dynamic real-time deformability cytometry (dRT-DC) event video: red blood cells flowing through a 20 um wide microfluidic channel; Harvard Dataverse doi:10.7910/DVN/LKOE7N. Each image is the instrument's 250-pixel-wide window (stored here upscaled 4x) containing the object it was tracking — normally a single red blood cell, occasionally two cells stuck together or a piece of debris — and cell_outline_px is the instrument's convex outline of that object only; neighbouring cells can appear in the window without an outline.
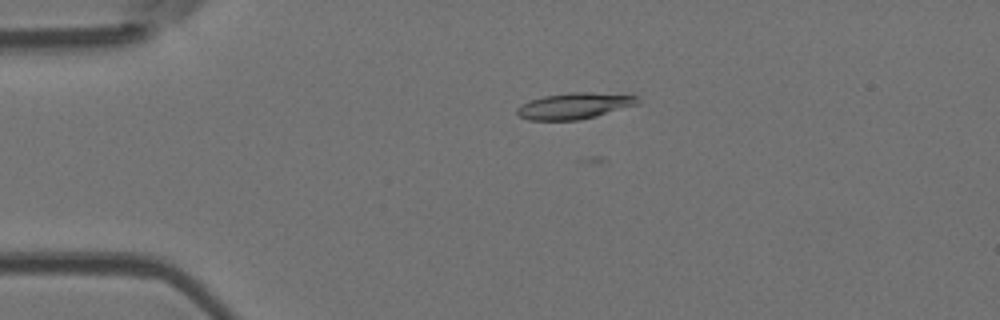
{"species": "Egyptian fruit bat (a non-hibernating species)", "species_latin": "Rousettus aegyptiacus", "temperature_condition": "room temperature", "stored_images_in_passage": 49, "camera_frame_rate_fps": 3000, "um_per_image_px": 0.085, "animal": {"sex": "female"}, "frame": {"image": 1, "passage_image": 12, "time_ms": 3.667, "image_size_px": [1000, 320], "cell_outline_px": [[640, 104], [596, 116], [580, 120], [528, 120], [520, 116], [516, 112], [516, 108], [520, 104], [544, 96], [568, 92], [588, 92], [640, 96]], "centroid_in_image_um": [48.85, 9.0], "position_along_channel_um": 36.1, "area_um2": 18.5}}
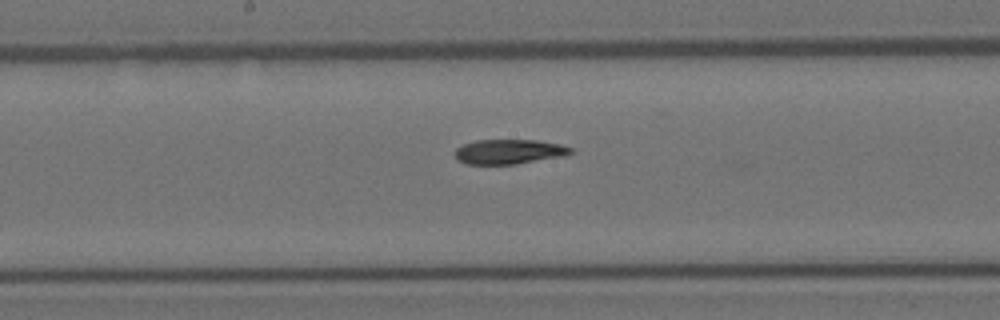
{"frame": {"image": 2, "passage_image": 28, "time_ms": 9.0, "image_size_px": [1000, 320], "cell_outline_px": [[572, 152], [564, 156], [516, 164], [464, 164], [456, 160], [452, 152], [456, 148], [464, 144], [476, 140], [536, 140], [560, 144], [572, 148]], "centroid_in_image_um": [43.2, 12.9], "position_along_channel_um": 205.0, "area_um2": 16.82}}
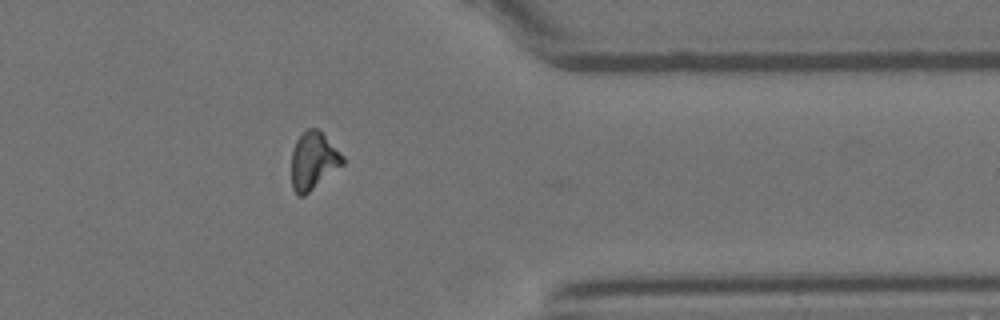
{"frame": {"image": 3, "passage_image": 43, "time_ms": 14.0, "image_size_px": [1000, 320], "cell_outline_px": [[344, 164], [304, 196], [296, 196], [292, 188], [292, 152], [296, 140], [308, 128], [316, 128], [344, 156]], "centroid_in_image_um": [26.62, 13.7], "position_along_channel_um": 384.8, "area_um2": 16.94}, "authors_computed_cell_mechanics": {"area_um2": 17.2822, "velocity_mm_per_s": 3.8657, "shape_relaxation_time_tau1_ms": null, "shape_relaxation_time_tau2_ms": 9.1647, "deformation_change_tau1": null, "deformation_change_tau2": 0.2024}}